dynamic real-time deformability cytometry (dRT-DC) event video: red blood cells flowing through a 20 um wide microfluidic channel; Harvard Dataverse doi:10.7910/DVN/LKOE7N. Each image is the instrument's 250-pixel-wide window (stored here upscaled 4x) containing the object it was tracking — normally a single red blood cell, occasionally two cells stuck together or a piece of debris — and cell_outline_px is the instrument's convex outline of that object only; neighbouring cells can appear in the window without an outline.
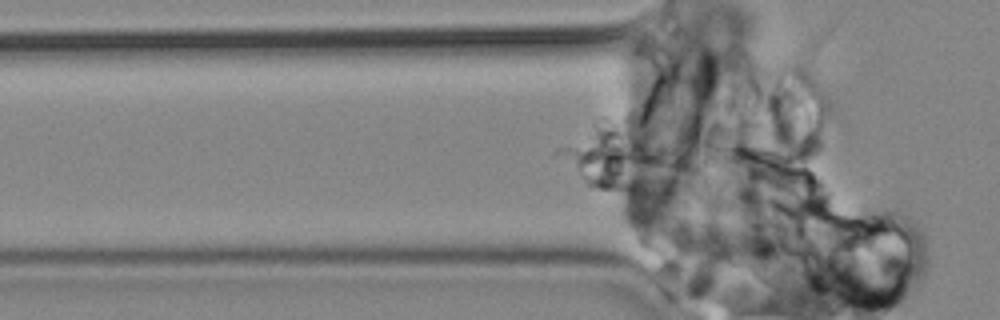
{"species": "common noctule bat (a hibernating species)", "species_latin": "Nyctalus noctula", "temperature_condition": "cold", "stored_images_in_passage": 55, "segment_of_instrument_passage": [1, 2], "camera_frame_rate_fps": 3000, "um_per_image_px": 0.085, "animal": {"sex": "male", "body_mass_g": 19.2, "forearm_length_mm": 51.8}, "frame": {"image": 1, "passage_image": 12, "time_ms": 3.667, "image_size_px": [1000, 320], "cell_outline_px": [[696, 172], [676, 192], [612, 192], [596, 188], [588, 184], [576, 172], [576, 160], [588, 148], [632, 144], [692, 164], [696, 168]], "centroid_in_image_um": [53.76, 14.43], "position_along_channel_um": 72.0, "area_um2": 31.91}}